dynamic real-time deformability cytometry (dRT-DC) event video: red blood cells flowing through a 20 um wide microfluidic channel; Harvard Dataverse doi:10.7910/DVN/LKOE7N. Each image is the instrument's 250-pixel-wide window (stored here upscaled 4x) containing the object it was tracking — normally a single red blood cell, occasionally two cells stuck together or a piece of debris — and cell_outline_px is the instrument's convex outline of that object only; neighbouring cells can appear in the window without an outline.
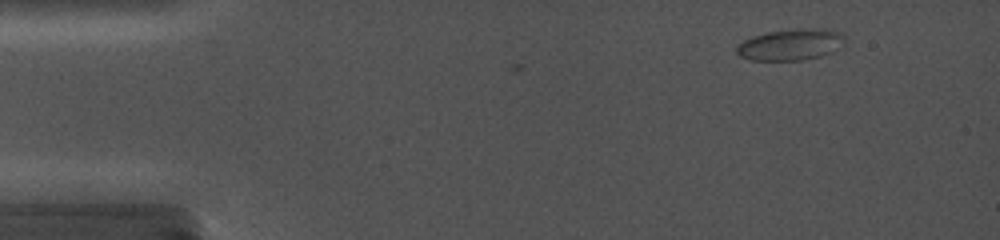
{"species": "common noctule bat (a hibernating species)", "species_latin": "Nyctalus noctula", "temperature_condition": "cold", "stored_images_in_passage": 3, "camera_frame_rate_fps": 5000, "um_per_image_px": 0.085, "animal": {"sex": "female", "body_mass_g": 19.0, "forearm_length_mm": 56.7}, "frame": {"image": 1, "passage_image": 1, "time_ms": 0.0, "image_size_px": [1000, 240], "cell_outline_px": [[844, 44], [832, 52], [820, 56], [804, 60], [748, 60], [740, 56], [736, 52], [736, 44], [752, 36], [768, 32], [804, 28], [832, 28], [840, 32], [844, 36]], "centroid_in_image_um": [67.22, 3.78], "position_along_channel_um": 17.8, "area_um2": 20.0}}